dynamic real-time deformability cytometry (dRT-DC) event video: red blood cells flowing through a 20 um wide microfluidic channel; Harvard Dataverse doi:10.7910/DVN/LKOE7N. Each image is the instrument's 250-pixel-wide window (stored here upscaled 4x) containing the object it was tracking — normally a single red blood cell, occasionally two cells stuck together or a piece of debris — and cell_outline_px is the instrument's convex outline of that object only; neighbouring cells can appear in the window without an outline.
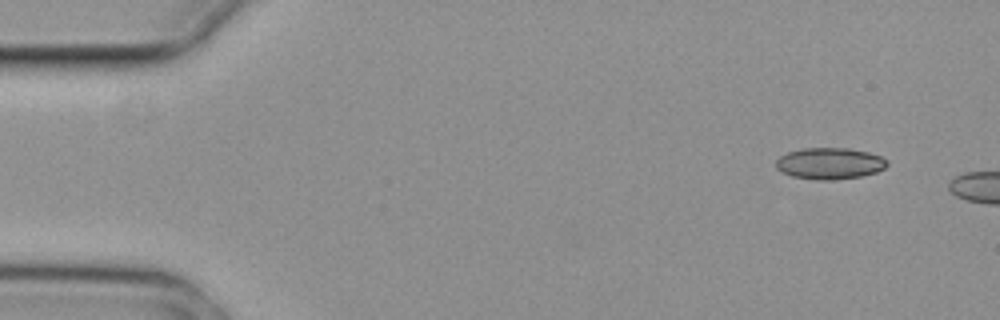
{"species": "common noctule bat (a hibernating species)", "species_latin": "Nyctalus noctula", "temperature_condition": "cold", "stored_images_in_passage": 3, "camera_frame_rate_fps": 3000, "um_per_image_px": 0.085, "animal": {"sex": "female", "body_mass_g": 29.2, "forearm_length_mm": 56.3}, "frame": {"image": 1, "passage_image": 1, "time_ms": 0.0, "image_size_px": [1000, 320], "cell_outline_px": [[888, 164], [884, 168], [876, 172], [860, 176], [832, 180], [816, 180], [792, 176], [780, 172], [776, 168], [776, 160], [780, 156], [788, 152], [800, 148], [848, 148], [868, 152], [880, 156], [888, 160]], "centroid_in_image_um": [70.5, 13.89], "position_along_channel_um": 14.5, "area_um2": 20.46}}